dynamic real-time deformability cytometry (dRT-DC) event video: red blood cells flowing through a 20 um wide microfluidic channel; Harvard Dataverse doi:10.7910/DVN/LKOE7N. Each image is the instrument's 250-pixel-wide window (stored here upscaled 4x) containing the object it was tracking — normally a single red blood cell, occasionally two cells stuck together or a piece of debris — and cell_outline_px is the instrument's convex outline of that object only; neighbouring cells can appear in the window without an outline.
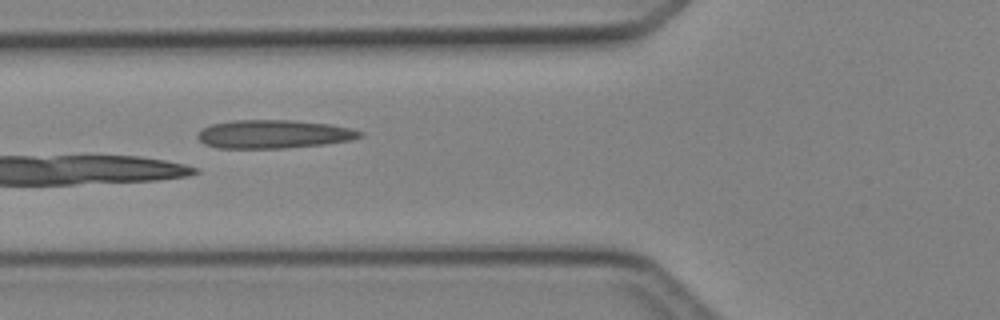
{"species": "Egyptian fruit bat (a non-hibernating species)", "species_latin": "Rousettus aegyptiacus", "temperature_condition": "cold", "stored_images_in_passage": 5, "camera_frame_rate_fps": 3000, "um_per_image_px": 0.085, "animal": {"sex": "female"}, "frame": {"image": 1, "passage_image": 4, "time_ms": 4.667, "image_size_px": [1000, 320], "cell_outline_px": [[364, 136], [352, 140], [324, 144], [284, 148], [216, 148], [204, 144], [196, 136], [196, 132], [212, 124], [232, 120], [292, 120], [328, 124], [352, 128], [364, 132]], "centroid_in_image_um": [23.27, 11.4], "position_along_channel_um": 102.5, "area_um2": 27.05}}
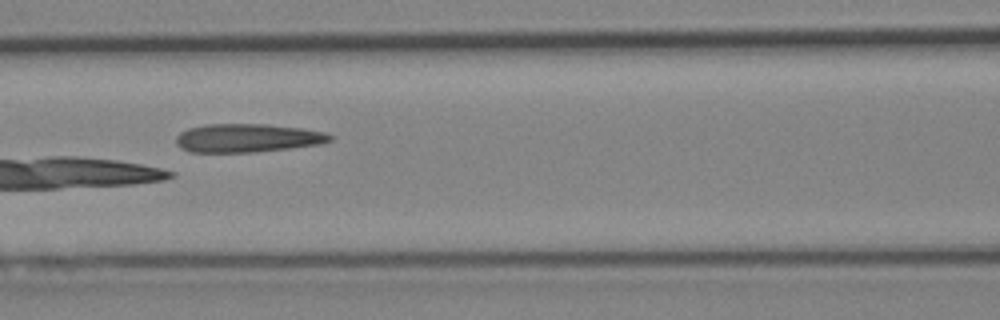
{"frame": {"image": 2, "passage_image": 5, "time_ms": 5.667, "image_size_px": [1000, 320], "cell_outline_px": [[332, 140], [320, 144], [292, 148], [256, 152], [188, 152], [180, 148], [176, 144], [176, 136], [180, 132], [188, 128], [204, 124], [264, 124], [300, 128], [324, 132], [332, 136]], "centroid_in_image_um": [20.99, 11.73], "position_along_channel_um": 145.6, "area_um2": 25.66}}